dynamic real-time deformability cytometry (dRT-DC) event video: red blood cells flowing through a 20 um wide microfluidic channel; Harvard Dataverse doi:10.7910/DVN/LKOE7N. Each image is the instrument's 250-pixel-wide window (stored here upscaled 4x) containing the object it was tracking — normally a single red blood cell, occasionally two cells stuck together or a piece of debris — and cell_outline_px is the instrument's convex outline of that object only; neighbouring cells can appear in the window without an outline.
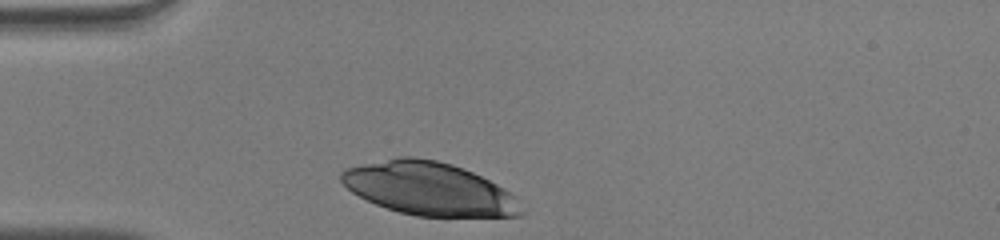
{"species": "human", "species_latin": "Homo sapiens", "temperature_condition": "warm", "stored_images_in_passage": 27, "camera_frame_rate_fps": 3000, "um_per_image_px": 0.085, "donor": {"sex": "male"}, "frame": {"image": 1, "passage_image": 1, "time_ms": 0.0, "image_size_px": [1000, 240], "cell_outline_px": [[524, 212], [520, 216], [416, 216], [400, 212], [376, 204], [352, 192], [340, 180], [340, 172], [344, 168], [400, 156], [412, 156], [436, 160], [452, 164], [472, 172], [504, 188], [516, 196]], "centroid_in_image_um": [36.47, 16.03], "position_along_channel_um": 48.5, "area_um2": 55.31}}